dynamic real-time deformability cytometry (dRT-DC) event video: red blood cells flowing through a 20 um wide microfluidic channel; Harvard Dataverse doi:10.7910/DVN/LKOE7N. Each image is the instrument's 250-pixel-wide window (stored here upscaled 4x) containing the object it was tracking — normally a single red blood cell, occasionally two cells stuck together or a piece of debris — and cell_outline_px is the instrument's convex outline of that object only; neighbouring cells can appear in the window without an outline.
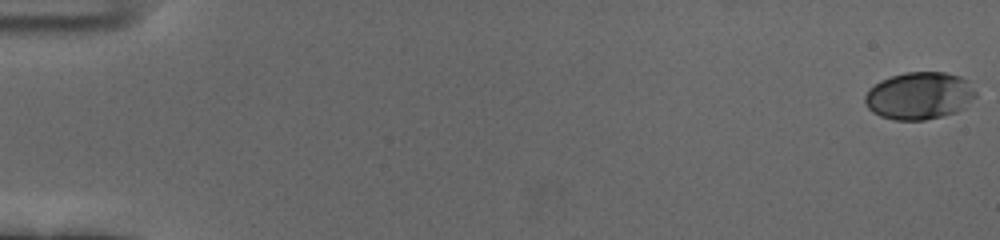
{"species": "human", "species_latin": "Homo sapiens", "temperature_condition": "cold", "stored_images_in_passage": 57, "camera_frame_rate_fps": 3000, "um_per_image_px": 0.085, "donor": {"sex": "female"}, "frame": {"image": 1, "passage_image": 1, "time_ms": 0.0, "image_size_px": [1000, 240], "cell_outline_px": [[976, 96], [964, 108], [956, 112], [924, 120], [896, 120], [880, 116], [872, 112], [868, 108], [864, 100], [864, 96], [868, 88], [880, 80], [904, 72], [944, 72], [960, 76], [968, 80], [976, 92]], "centroid_in_image_um": [78.13, 8.13], "position_along_channel_um": 6.9, "area_um2": 30.75}}
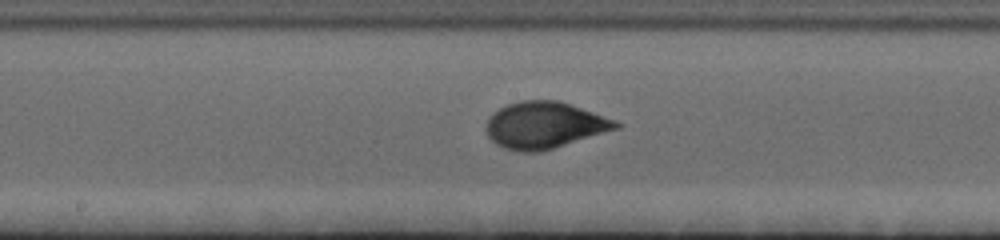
{"frame": {"image": 2, "passage_image": 31, "time_ms": 10.0, "image_size_px": [1000, 240], "cell_outline_px": [[620, 128], [540, 152], [520, 152], [504, 148], [496, 144], [488, 136], [488, 120], [500, 108], [508, 104], [520, 100], [560, 100], [572, 104], [616, 120], [620, 124]], "centroid_in_image_um": [46.32, 10.64], "position_along_channel_um": 201.9, "area_um2": 35.03}}
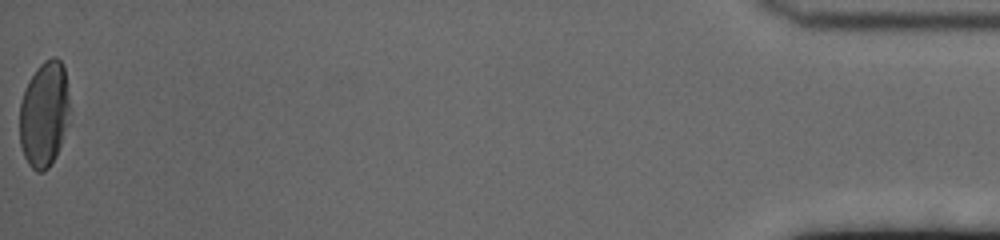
{"frame": {"image": 3, "passage_image": 57, "time_ms": 18.667, "image_size_px": [1000, 240], "cell_outline_px": [[72, 112], [68, 124], [56, 156], [48, 168], [44, 172], [36, 172], [28, 164], [24, 156], [20, 144], [20, 104], [24, 88], [28, 80], [36, 68], [44, 60], [52, 56], [56, 56], [60, 60], [64, 68]], "centroid_in_image_um": [3.78, 9.68], "position_along_channel_um": 431.4, "area_um2": 31.56}, "authors_computed_cell_mechanics": {"area_um2": 32.4258, "velocity_mm_per_s": 3.6802, "shape_relaxation_time_tau1_ms": 3.5009, "shape_relaxation_time_tau2_ms": null, "deformation_change_tau1": 0.1691, "deformation_change_tau2": null}}